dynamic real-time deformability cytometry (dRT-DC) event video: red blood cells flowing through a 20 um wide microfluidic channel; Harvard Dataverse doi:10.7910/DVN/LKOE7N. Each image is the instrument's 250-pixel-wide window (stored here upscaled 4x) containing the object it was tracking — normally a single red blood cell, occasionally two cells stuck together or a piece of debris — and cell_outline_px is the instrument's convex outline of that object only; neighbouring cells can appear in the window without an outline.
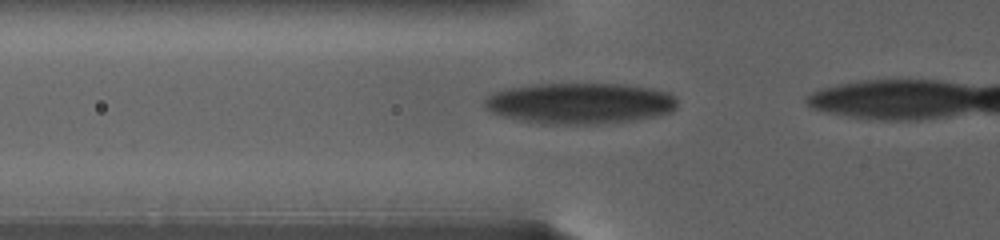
{"species": "human", "species_latin": "Homo sapiens", "temperature_condition": "warm", "stored_images_in_passage": 26, "camera_frame_rate_fps": 3000, "um_per_image_px": 0.085, "donor": {"sex": "female"}, "frame": {"image": 1, "passage_image": 2, "time_ms": 0.667, "image_size_px": [1000, 240], "cell_outline_px": [[676, 108], [672, 112], [656, 116], [632, 120], [596, 124], [540, 124], [500, 116], [492, 112], [484, 104], [484, 100], [492, 92], [504, 88], [532, 84], [628, 84], [652, 88], [668, 92], [676, 100]], "centroid_in_image_um": [49.26, 8.77], "position_along_channel_um": 76.5, "area_um2": 46.36}}
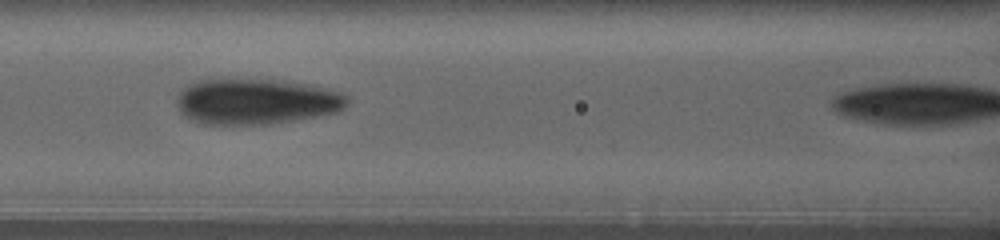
{"frame": {"image": 2, "passage_image": 9, "time_ms": 3.333, "image_size_px": [1000, 240], "cell_outline_px": [[348, 104], [344, 108], [336, 112], [296, 120], [268, 124], [204, 124], [188, 120], [180, 112], [176, 104], [176, 100], [180, 88], [188, 84], [200, 80], [224, 76], [272, 80], [308, 84], [340, 92], [348, 96]], "centroid_in_image_um": [21.68, 8.6], "position_along_channel_um": 144.9, "area_um2": 46.41}}
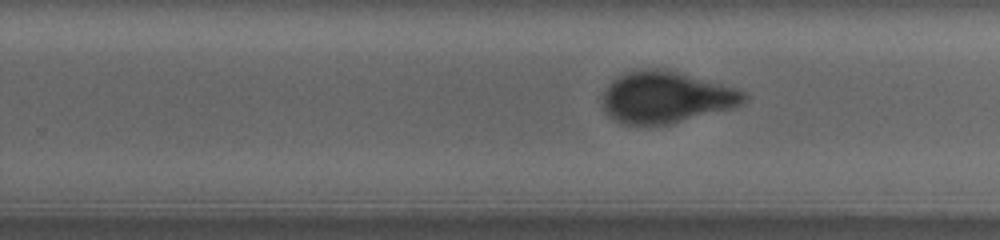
{"frame": {"image": 3, "passage_image": 22, "time_ms": 8.333, "image_size_px": [1000, 240], "cell_outline_px": [[748, 96], [740, 104], [732, 108], [672, 124], [648, 128], [624, 124], [616, 120], [604, 108], [604, 92], [612, 80], [624, 72], [644, 68], [656, 68], [676, 72], [732, 88], [744, 92]], "centroid_in_image_um": [56.56, 8.31], "position_along_channel_um": 273.2, "area_um2": 42.25}}